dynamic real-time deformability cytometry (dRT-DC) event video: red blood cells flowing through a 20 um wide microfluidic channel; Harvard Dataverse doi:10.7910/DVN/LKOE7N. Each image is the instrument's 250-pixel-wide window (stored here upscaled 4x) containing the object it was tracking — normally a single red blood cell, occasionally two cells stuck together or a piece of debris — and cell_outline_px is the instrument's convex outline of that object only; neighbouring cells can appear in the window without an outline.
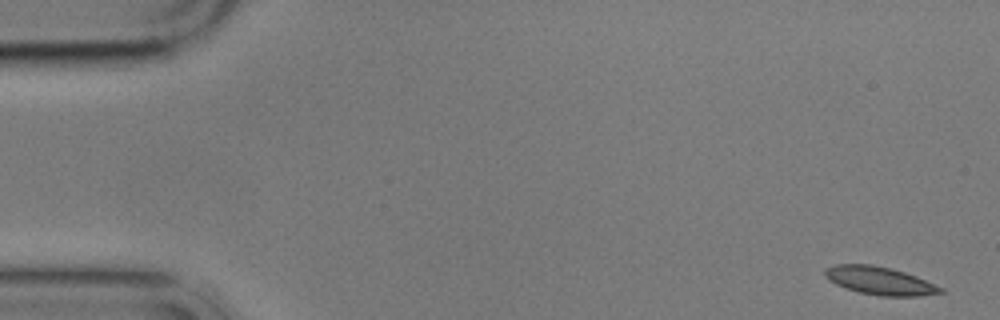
{"species": "common noctule bat (a hibernating species)", "species_latin": "Nyctalus noctula", "temperature_condition": "cold", "stored_images_in_passage": 7, "camera_frame_rate_fps": 3000, "um_per_image_px": 0.085, "animal": {"sex": "male", "body_mass_g": 17.9}, "frame": {"image": 1, "passage_image": 1, "time_ms": 0.0, "image_size_px": [1000, 320], "cell_outline_px": [[948, 292], [920, 296], [880, 296], [860, 292], [844, 288], [828, 280], [824, 276], [824, 268], [836, 264], [872, 264], [892, 268], [916, 276], [944, 288]], "centroid_in_image_um": [74.78, 23.86], "position_along_channel_um": 10.2, "area_um2": 19.13}}
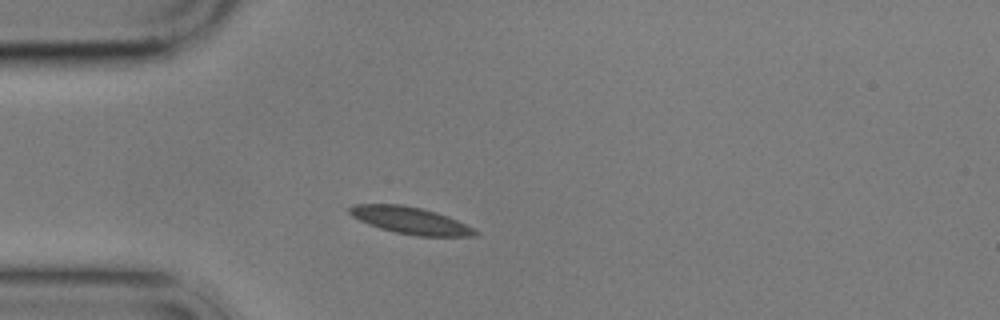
{"frame": {"image": 2, "passage_image": 5, "time_ms": 4.667, "image_size_px": [1000, 320], "cell_outline_px": [[480, 232], [476, 236], [416, 236], [396, 232], [380, 228], [368, 224], [352, 216], [348, 212], [348, 208], [356, 204], [404, 204], [436, 212], [448, 216]], "centroid_in_image_um": [34.87, 18.73], "position_along_channel_um": 50.1, "area_um2": 19.59}}